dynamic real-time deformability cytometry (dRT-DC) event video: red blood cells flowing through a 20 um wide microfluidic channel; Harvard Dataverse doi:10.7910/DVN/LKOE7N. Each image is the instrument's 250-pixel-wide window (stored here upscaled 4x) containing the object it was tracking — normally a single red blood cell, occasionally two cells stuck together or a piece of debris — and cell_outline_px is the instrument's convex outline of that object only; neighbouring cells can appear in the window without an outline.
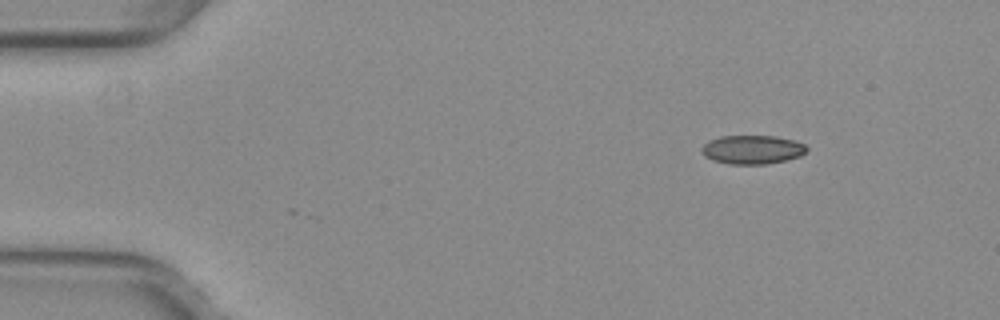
{"species": "common noctule bat (a hibernating species)", "species_latin": "Nyctalus noctula", "temperature_condition": "warm", "stored_images_in_passage": 2, "camera_frame_rate_fps": 3000, "um_per_image_px": 0.085, "animal": {"sex": "female", "body_mass_g": 29.2, "forearm_length_mm": 56.3}, "frame": {"image": 1, "passage_image": 2, "time_ms": 0.333, "image_size_px": [1000, 320], "cell_outline_px": [[808, 152], [800, 156], [784, 160], [764, 164], [728, 164], [712, 160], [704, 156], [700, 148], [708, 140], [720, 136], [776, 136], [792, 140], [804, 144], [808, 148]], "centroid_in_image_um": [63.92, 12.71], "position_along_channel_um": 21.1, "area_um2": 17.69}}